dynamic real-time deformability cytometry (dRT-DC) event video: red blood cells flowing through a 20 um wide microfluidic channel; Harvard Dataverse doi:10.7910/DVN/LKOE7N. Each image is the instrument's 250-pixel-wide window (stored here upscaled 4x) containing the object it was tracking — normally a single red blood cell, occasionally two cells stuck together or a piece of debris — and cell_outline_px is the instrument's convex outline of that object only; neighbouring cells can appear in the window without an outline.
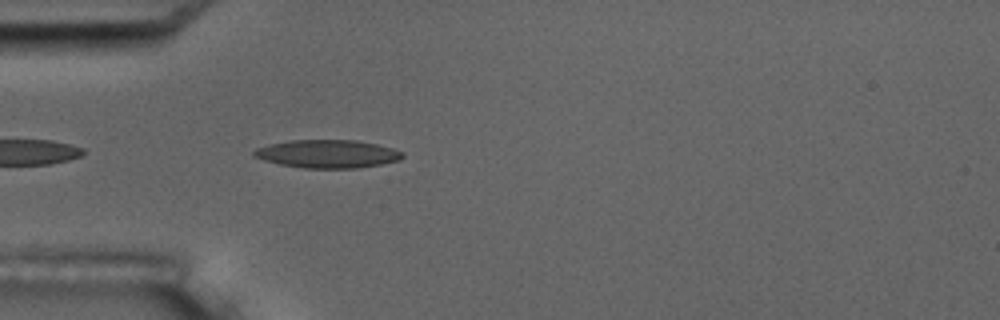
{"species": "common noctule bat (a hibernating species)", "species_latin": "Nyctalus noctula", "temperature_condition": "room temperature", "stored_images_in_passage": 5, "camera_frame_rate_fps": 3000, "um_per_image_px": 0.085, "animal": {"sex": "male", "body_mass_g": 17.5, "forearm_length_mm": 52.3}, "frame": {"image": 1, "passage_image": 5, "time_ms": 4.667, "image_size_px": [1000, 320], "cell_outline_px": [[404, 156], [400, 160], [380, 164], [356, 168], [304, 168], [280, 164], [264, 160], [252, 156], [252, 152], [256, 148], [268, 144], [288, 140], [356, 140], [376, 144], [392, 148], [404, 152]], "centroid_in_image_um": [27.82, 13.07], "position_along_channel_um": 57.2, "area_um2": 24.39}}